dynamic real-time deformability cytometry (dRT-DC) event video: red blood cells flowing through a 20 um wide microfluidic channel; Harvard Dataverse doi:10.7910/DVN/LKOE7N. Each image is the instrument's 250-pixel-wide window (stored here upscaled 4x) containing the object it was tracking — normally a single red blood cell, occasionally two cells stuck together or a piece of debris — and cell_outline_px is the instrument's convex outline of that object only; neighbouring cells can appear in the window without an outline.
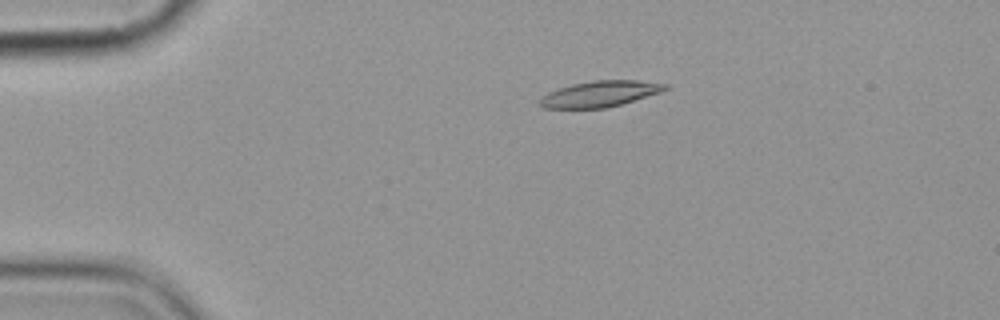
{"species": "common noctule bat (a hibernating species)", "species_latin": "Nyctalus noctula", "temperature_condition": "cold", "stored_images_in_passage": 7, "camera_frame_rate_fps": 3000, "um_per_image_px": 0.085, "animal": {"sex": "female", "body_mass_g": 19.9}, "frame": {"image": 1, "passage_image": 4, "time_ms": 3.333, "image_size_px": [1000, 320], "cell_outline_px": [[668, 88], [660, 92], [620, 104], [604, 108], [544, 108], [536, 104], [540, 96], [548, 92], [572, 84], [592, 80], [636, 80], [668, 84]], "centroid_in_image_um": [50.92, 7.98], "position_along_channel_um": 34.1, "area_um2": 18.9}}
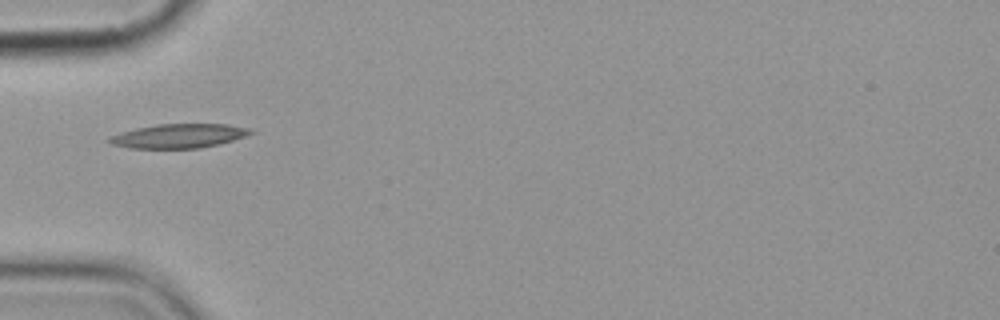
{"frame": {"image": 2, "passage_image": 6, "time_ms": 5.667, "image_size_px": [1000, 320], "cell_outline_px": [[256, 132], [232, 140], [200, 148], [132, 148], [112, 144], [104, 140], [108, 136], [120, 132], [136, 128], [156, 124], [228, 124], [252, 128]], "centroid_in_image_um": [15.17, 11.54], "position_along_channel_um": 69.8, "area_um2": 19.94}}
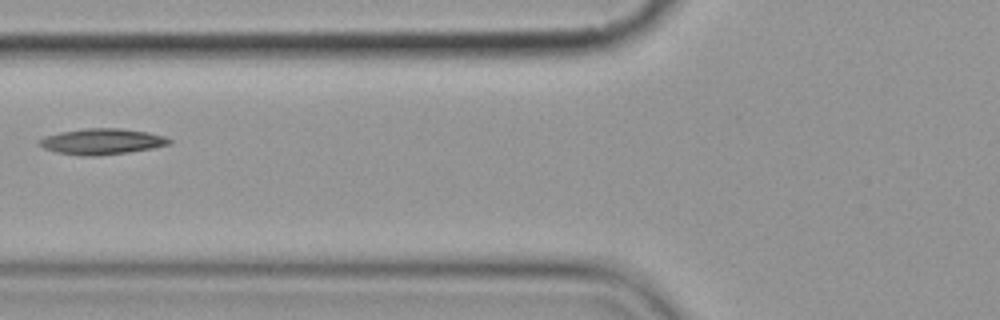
{"frame": {"image": 3, "passage_image": 7, "time_ms": 7.0, "image_size_px": [1000, 320], "cell_outline_px": [[172, 144], [152, 148], [128, 152], [96, 156], [80, 156], [56, 152], [44, 148], [36, 144], [44, 136], [60, 132], [84, 128], [120, 128], [148, 132], [164, 136], [172, 140]], "centroid_in_image_um": [8.65, 12.03], "position_along_channel_um": 117.2, "area_um2": 19.71}}